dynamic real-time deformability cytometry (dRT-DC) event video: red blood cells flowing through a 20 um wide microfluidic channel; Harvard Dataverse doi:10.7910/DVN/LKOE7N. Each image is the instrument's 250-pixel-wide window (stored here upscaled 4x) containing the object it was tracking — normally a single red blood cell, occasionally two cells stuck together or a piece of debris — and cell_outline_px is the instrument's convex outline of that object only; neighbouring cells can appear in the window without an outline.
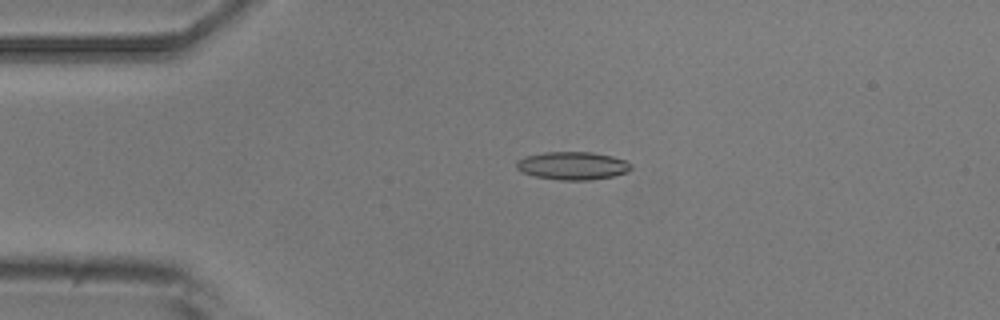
{"species": "common noctule bat (a hibernating species)", "species_latin": "Nyctalus noctula", "temperature_condition": "room temperature", "stored_images_in_passage": 5, "camera_frame_rate_fps": 3000, "um_per_image_px": 0.085, "animal": {"sex": "male", "body_mass_g": 20.5, "forearm_length_mm": 52.5}, "frame": {"image": 1, "passage_image": 4, "time_ms": 3.667, "image_size_px": [1000, 320], "cell_outline_px": [[632, 168], [628, 172], [612, 176], [588, 180], [560, 180], [536, 176], [524, 172], [516, 168], [516, 160], [524, 156], [544, 152], [592, 152], [612, 156], [624, 160], [632, 164]], "centroid_in_image_um": [48.67, 14.07], "position_along_channel_um": 36.3, "area_um2": 18.67}}